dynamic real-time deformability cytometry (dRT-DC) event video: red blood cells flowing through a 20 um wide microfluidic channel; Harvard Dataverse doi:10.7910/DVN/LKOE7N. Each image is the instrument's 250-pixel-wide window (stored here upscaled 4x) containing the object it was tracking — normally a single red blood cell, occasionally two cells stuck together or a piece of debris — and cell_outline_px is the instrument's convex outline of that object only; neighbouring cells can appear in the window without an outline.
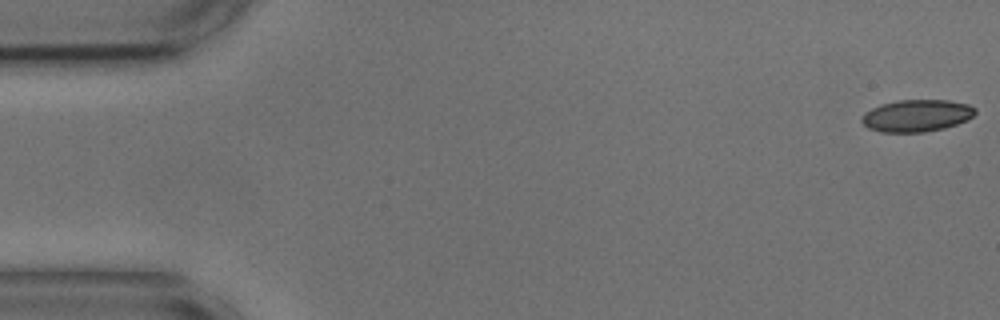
{"species": "common noctule bat (a hibernating species)", "species_latin": "Nyctalus noctula", "temperature_condition": "cold", "stored_images_in_passage": 5, "camera_frame_rate_fps": 3000, "um_per_image_px": 0.085, "animal": {"sex": "male", "body_mass_g": 17.9, "forearm_length_mm": 54.2}, "frame": {"image": 1, "passage_image": 1, "time_ms": 0.0, "image_size_px": [1000, 320], "cell_outline_px": [[976, 112], [972, 116], [956, 124], [944, 128], [924, 132], [880, 132], [868, 128], [860, 120], [860, 116], [864, 112], [880, 104], [896, 100], [948, 100], [968, 104], [976, 108]], "centroid_in_image_um": [77.87, 9.82], "position_along_channel_um": 7.1, "area_um2": 21.27}}